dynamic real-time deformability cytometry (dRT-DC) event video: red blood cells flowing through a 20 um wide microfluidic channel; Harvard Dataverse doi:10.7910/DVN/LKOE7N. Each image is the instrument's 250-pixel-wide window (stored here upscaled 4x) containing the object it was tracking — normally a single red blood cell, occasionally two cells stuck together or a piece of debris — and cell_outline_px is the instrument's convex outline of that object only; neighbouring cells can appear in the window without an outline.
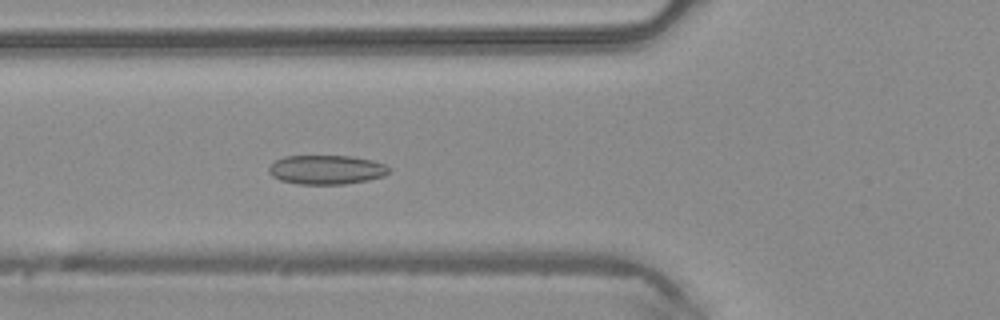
{"species": "common noctule bat (a hibernating species)", "species_latin": "Nyctalus noctula", "temperature_condition": "warm", "stored_images_in_passage": 47, "camera_frame_rate_fps": 3000, "um_per_image_px": 0.085, "animal": {"sex": "male", "body_mass_g": 20.4}, "frame": {"image": 1, "passage_image": 17, "time_ms": 5.333, "image_size_px": [1000, 320], "cell_outline_px": [[392, 172], [384, 176], [368, 180], [344, 184], [300, 184], [280, 180], [272, 176], [268, 172], [268, 168], [276, 160], [284, 156], [352, 156], [372, 160], [384, 164], [392, 168]], "centroid_in_image_um": [27.79, 14.42], "position_along_channel_um": 98.0, "area_um2": 20.58}}
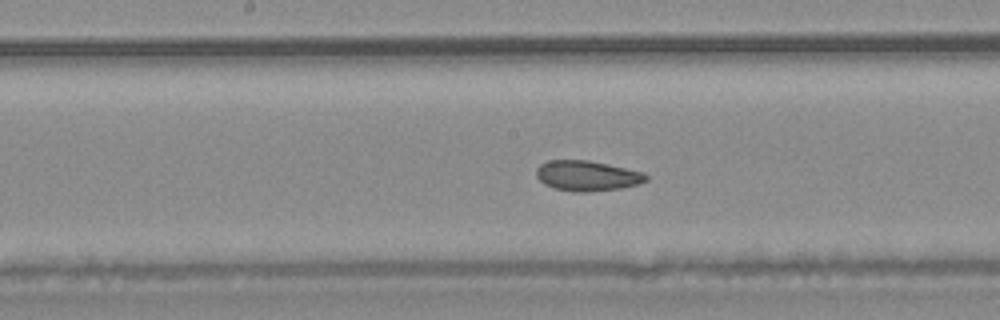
{"frame": {"image": 2, "passage_image": 24, "time_ms": 7.667, "image_size_px": [1000, 320], "cell_outline_px": [[648, 180], [636, 184], [620, 188], [588, 192], [576, 192], [552, 188], [544, 184], [536, 176], [536, 168], [540, 164], [548, 160], [588, 160], [608, 164], [644, 172], [648, 176]], "centroid_in_image_um": [49.88, 14.94], "position_along_channel_um": 198.3, "area_um2": 19.42}}
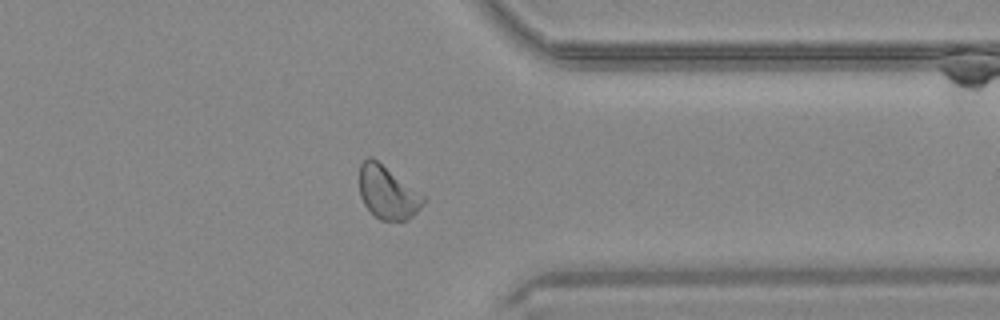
{"frame": {"image": 3, "passage_image": 37, "time_ms": 12.0, "image_size_px": [1000, 320], "cell_outline_px": [[424, 204], [408, 220], [380, 220], [364, 204], [360, 196], [360, 164], [368, 156], [372, 156], [424, 196]], "centroid_in_image_um": [32.93, 16.35], "position_along_channel_um": 378.5, "area_um2": 19.42}}